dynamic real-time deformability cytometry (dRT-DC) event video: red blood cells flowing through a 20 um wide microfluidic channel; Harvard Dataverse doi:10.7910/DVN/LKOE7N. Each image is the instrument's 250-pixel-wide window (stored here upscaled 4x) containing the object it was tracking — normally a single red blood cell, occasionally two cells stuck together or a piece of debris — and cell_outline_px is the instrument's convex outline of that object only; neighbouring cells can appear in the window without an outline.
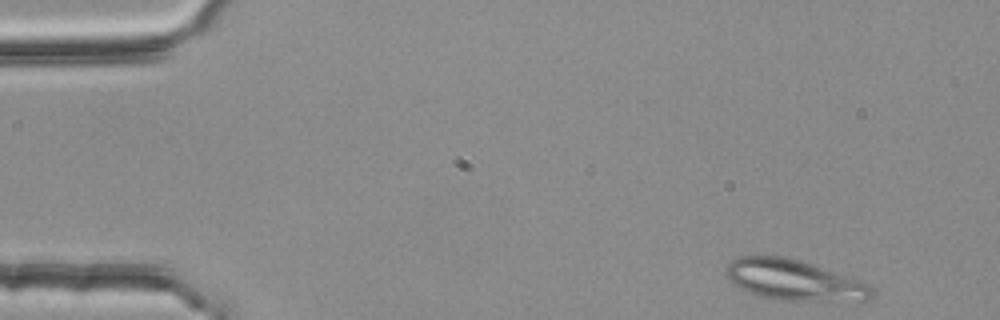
{"species": "common noctule bat (a hibernating species)", "species_latin": "Nyctalus noctula", "temperature_condition": "room temperature", "stored_images_in_passage": 47, "segment_of_instrument_passage": [1, 2], "camera_frame_rate_fps": 3000, "um_per_image_px": 0.085, "animal": {"sex": "female", "body_mass_g": 25.1}, "frame": {"image": 1, "passage_image": 1, "time_ms": 0.0, "image_size_px": [1000, 320], "cell_outline_px": [[876, 292], [868, 300], [780, 300], [756, 296], [732, 284], [724, 276], [724, 272], [728, 264], [732, 260], [740, 256], [784, 256], [800, 260], [868, 284]], "centroid_in_image_um": [67.4, 23.81], "position_along_channel_um": 17.6, "area_um2": 34.28}}